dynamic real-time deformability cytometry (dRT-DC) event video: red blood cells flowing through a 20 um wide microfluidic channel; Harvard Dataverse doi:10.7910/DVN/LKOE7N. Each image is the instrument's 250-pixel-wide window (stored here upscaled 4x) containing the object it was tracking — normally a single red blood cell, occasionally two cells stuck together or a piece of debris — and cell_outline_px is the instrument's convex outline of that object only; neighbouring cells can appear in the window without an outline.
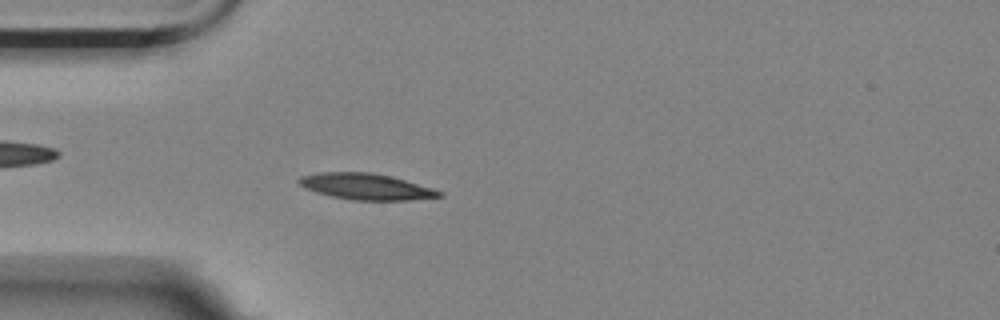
{"species": "Egyptian fruit bat (a non-hibernating species)", "species_latin": "Rousettus aegyptiacus", "temperature_condition": "room temperature", "stored_images_in_passage": 45, "camera_frame_rate_fps": 3000, "um_per_image_px": 0.085, "animal": {"sex": "female"}, "frame": {"image": 1, "passage_image": 4, "time_ms": 1.0, "image_size_px": [1000, 320], "cell_outline_px": [[444, 196], [408, 200], [352, 200], [332, 196], [316, 192], [300, 184], [296, 180], [300, 176], [320, 172], [372, 172], [392, 176], [432, 188], [444, 192]], "centroid_in_image_um": [31.14, 15.85], "position_along_channel_um": 53.9, "area_um2": 21.33}}
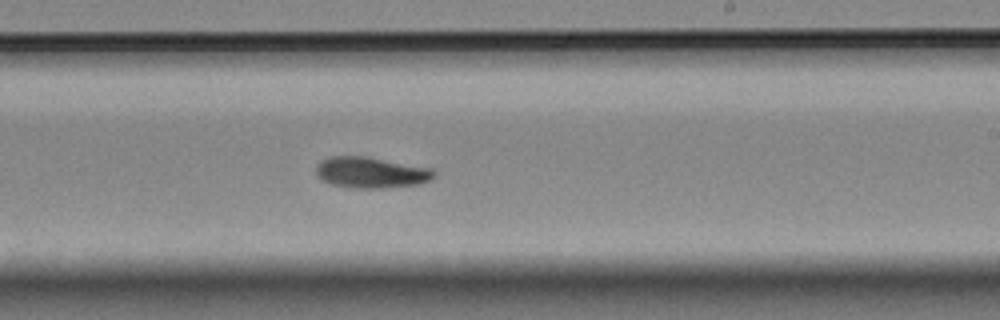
{"frame": {"image": 2, "passage_image": 22, "time_ms": 7.0, "image_size_px": [1000, 320], "cell_outline_px": [[436, 176], [432, 180], [416, 184], [384, 188], [352, 188], [332, 184], [320, 180], [316, 176], [316, 164], [320, 160], [328, 156], [364, 156], [432, 168], [436, 172]], "centroid_in_image_um": [31.5, 14.66], "position_along_channel_um": 257.5, "area_um2": 21.56}}
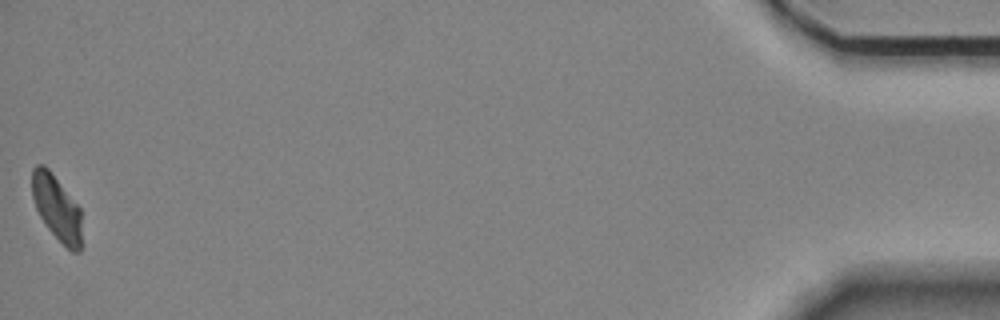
{"frame": {"image": 3, "passage_image": 45, "time_ms": 14.667, "image_size_px": [1000, 320], "cell_outline_px": [[80, 252], [72, 252], [48, 228], [40, 216], [36, 208], [32, 196], [32, 168], [36, 164], [44, 164], [48, 168], [80, 208]], "centroid_in_image_um": [4.79, 17.62], "position_along_channel_um": 430.4, "area_um2": 18.44}}